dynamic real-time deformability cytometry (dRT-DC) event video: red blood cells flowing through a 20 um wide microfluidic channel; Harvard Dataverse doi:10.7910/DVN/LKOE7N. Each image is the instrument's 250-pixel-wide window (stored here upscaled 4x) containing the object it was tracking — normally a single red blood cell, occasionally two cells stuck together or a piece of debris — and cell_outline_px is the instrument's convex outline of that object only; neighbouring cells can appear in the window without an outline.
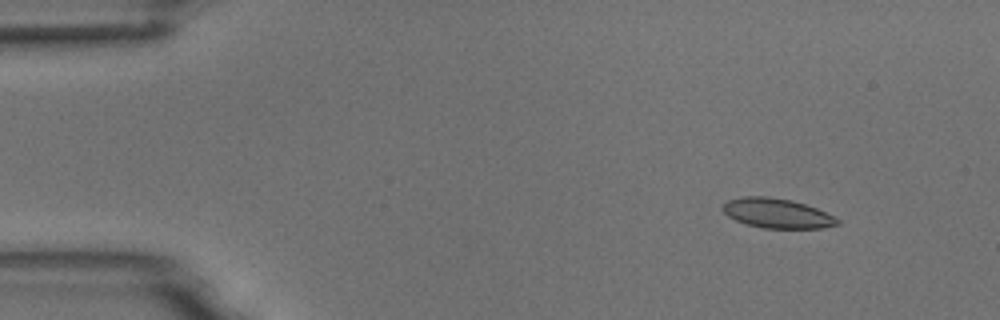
{"species": "common noctule bat (a hibernating species)", "species_latin": "Nyctalus noctula", "temperature_condition": "room temperature", "stored_images_in_passage": 50, "camera_frame_rate_fps": 3000, "um_per_image_px": 0.085, "animal": {"sex": "male", "body_mass_g": 18.8}, "frame": {"image": 1, "passage_image": 1, "time_ms": 0.0, "image_size_px": [1000, 320], "cell_outline_px": [[840, 224], [824, 228], [764, 228], [748, 224], [736, 220], [728, 216], [720, 208], [728, 200], [744, 196], [768, 196], [792, 200], [816, 208], [840, 220]], "centroid_in_image_um": [66.04, 18.12], "position_along_channel_um": 19.0, "area_um2": 19.71}}
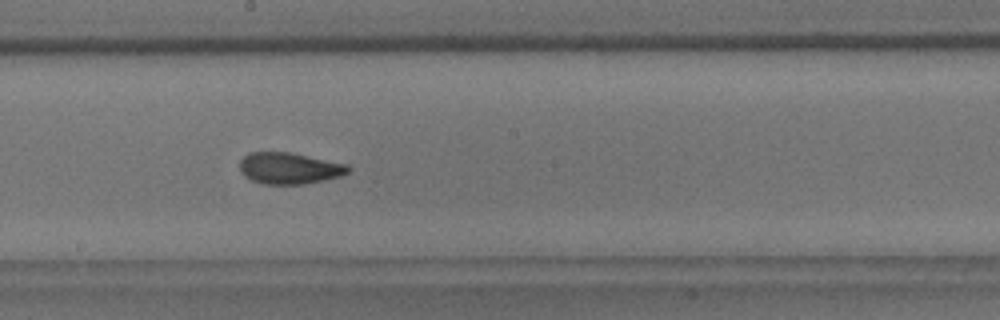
{"frame": {"image": 2, "passage_image": 25, "time_ms": 8.0, "image_size_px": [1000, 320], "cell_outline_px": [[352, 168], [348, 172], [340, 176], [324, 180], [304, 184], [264, 184], [252, 180], [244, 176], [240, 172], [240, 160], [248, 152], [292, 152], [348, 164]], "centroid_in_image_um": [24.6, 14.29], "position_along_channel_um": 223.6, "area_um2": 20.06}}
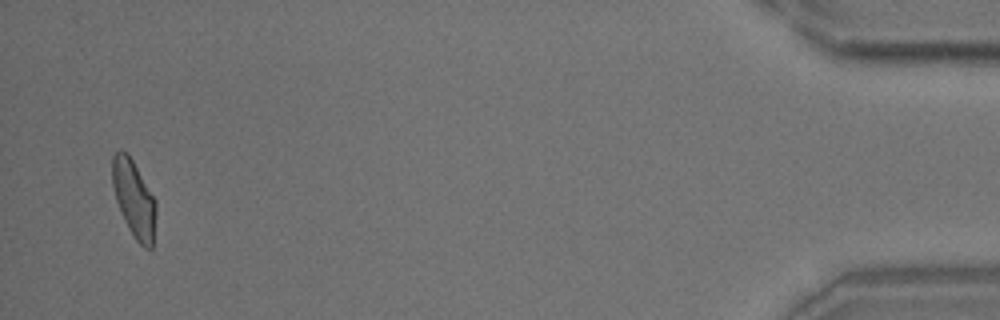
{"frame": {"image": 3, "passage_image": 48, "time_ms": 15.667, "image_size_px": [1000, 320], "cell_outline_px": [[156, 212], [152, 248], [144, 248], [136, 240], [128, 228], [124, 220], [116, 200], [112, 184], [112, 156], [120, 148], [128, 152], [156, 200]], "centroid_in_image_um": [11.38, 16.86], "position_along_channel_um": 423.8, "area_um2": 19.71}, "authors_computed_cell_mechanics": {"area_um2": 20.0566, "velocity_mm_per_s": 3.6974, "shape_relaxation_time_tau1_ms": 4.2546, "shape_relaxation_time_tau2_ms": 1.1315, "deformation_change_tau1": 0.1373, "deformation_change_tau2": 0.063}}